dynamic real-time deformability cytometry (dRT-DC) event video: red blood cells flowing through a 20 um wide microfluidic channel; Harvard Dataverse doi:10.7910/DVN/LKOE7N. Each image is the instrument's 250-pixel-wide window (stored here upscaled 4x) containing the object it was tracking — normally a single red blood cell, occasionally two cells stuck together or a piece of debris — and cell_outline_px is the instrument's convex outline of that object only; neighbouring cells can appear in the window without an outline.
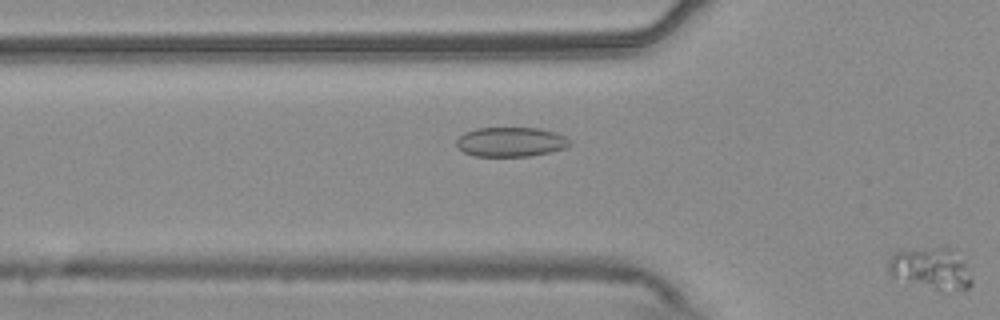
{"species": "common noctule bat (a hibernating species)", "species_latin": "Nyctalus noctula", "temperature_condition": "warm", "stored_images_in_passage": 19, "camera_frame_rate_fps": 3000, "um_per_image_px": 0.085, "animal": {"sex": "male", "body_mass_g": 20.4}, "frame": {"image": 1, "passage_image": 19, "time_ms": 6.0, "image_size_px": [1000, 320], "cell_outline_px": [[972, 284], [968, 288], [960, 292], [940, 292], [892, 276], [888, 272], [888, 264], [892, 256], [896, 252], [936, 248], [948, 248], [964, 264], [972, 280]], "centroid_in_image_um": [79.15, 22.91], "position_along_channel_um": 46.7, "area_um2": 19.71}}